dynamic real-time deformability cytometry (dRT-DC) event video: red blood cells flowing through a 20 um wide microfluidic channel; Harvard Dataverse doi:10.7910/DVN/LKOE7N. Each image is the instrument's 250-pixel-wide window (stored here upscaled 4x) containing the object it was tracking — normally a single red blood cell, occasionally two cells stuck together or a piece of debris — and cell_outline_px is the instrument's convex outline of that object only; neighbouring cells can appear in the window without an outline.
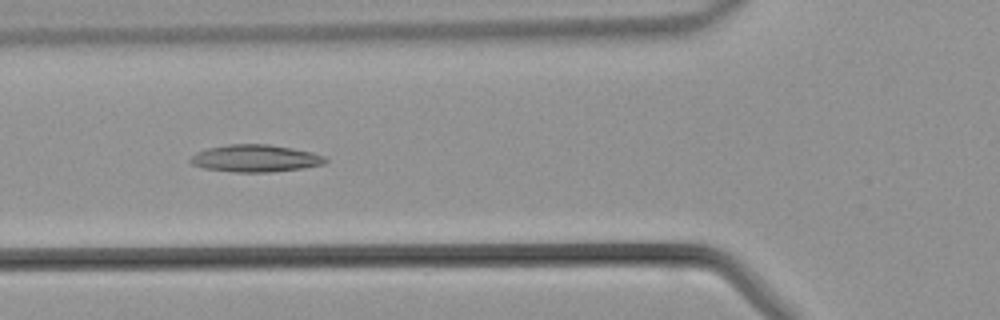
{"species": "common noctule bat (a hibernating species)", "species_latin": "Nyctalus noctula", "temperature_condition": "warm", "stored_images_in_passage": 39, "camera_frame_rate_fps": 3000, "um_per_image_px": 0.085, "animal": {"sex": "male", "body_mass_g": 21.5, "forearm_length_mm": 52.0}, "frame": {"image": 1, "passage_image": 15, "time_ms": 4.667, "image_size_px": [1000, 320], "cell_outline_px": [[328, 160], [324, 164], [304, 168], [272, 172], [232, 172], [204, 168], [192, 164], [188, 160], [196, 152], [208, 148], [228, 144], [268, 144], [292, 148], [312, 152], [324, 156]], "centroid_in_image_um": [21.71, 13.46], "position_along_channel_um": 104.1, "area_um2": 21.5}}
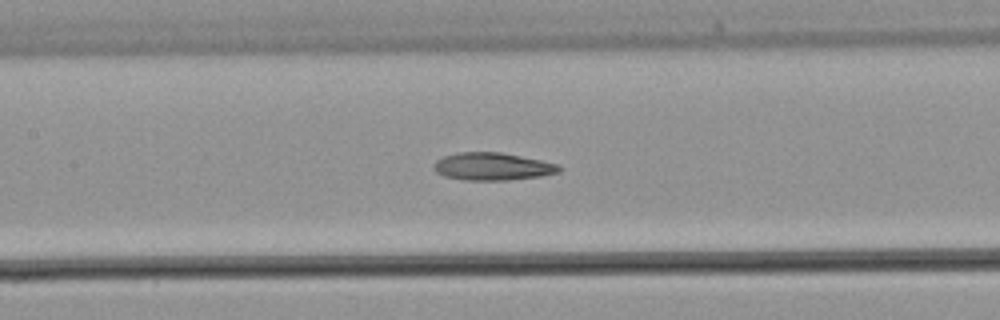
{"frame": {"image": 2, "passage_image": 19, "time_ms": 6.0, "image_size_px": [1000, 320], "cell_outline_px": [[560, 172], [540, 176], [508, 180], [464, 180], [444, 176], [436, 172], [432, 168], [432, 164], [436, 160], [444, 156], [460, 152], [500, 152], [540, 160], [556, 164], [560, 168]], "centroid_in_image_um": [41.8, 14.15], "position_along_channel_um": 165.6, "area_um2": 20.06}}
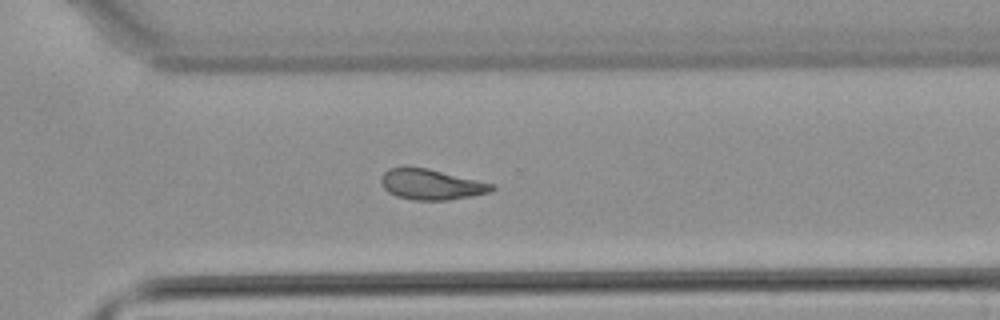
{"frame": {"image": 3, "passage_image": 30, "time_ms": 9.667, "image_size_px": [1000, 320], "cell_outline_px": [[496, 188], [488, 192], [448, 200], [416, 200], [396, 196], [388, 192], [380, 184], [380, 176], [388, 168], [428, 168], [496, 184]], "centroid_in_image_um": [36.64, 15.67], "position_along_channel_um": 334.0, "area_um2": 19.59}}